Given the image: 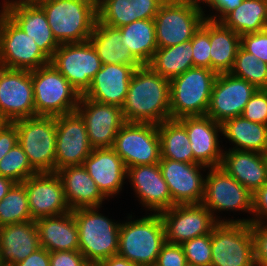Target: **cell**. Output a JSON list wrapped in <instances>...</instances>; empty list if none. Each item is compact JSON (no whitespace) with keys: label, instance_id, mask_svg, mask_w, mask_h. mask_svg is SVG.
<instances>
[{"label":"cell","instance_id":"603a6c76","mask_svg":"<svg viewBox=\"0 0 267 266\" xmlns=\"http://www.w3.org/2000/svg\"><path fill=\"white\" fill-rule=\"evenodd\" d=\"M142 206L154 213L172 207V198L167 183L162 177L159 163L127 168V177Z\"/></svg>","mask_w":267,"mask_h":266},{"label":"cell","instance_id":"484cf974","mask_svg":"<svg viewBox=\"0 0 267 266\" xmlns=\"http://www.w3.org/2000/svg\"><path fill=\"white\" fill-rule=\"evenodd\" d=\"M220 167L252 194L267 182V154L230 149L223 152Z\"/></svg>","mask_w":267,"mask_h":266},{"label":"cell","instance_id":"ee69618b","mask_svg":"<svg viewBox=\"0 0 267 266\" xmlns=\"http://www.w3.org/2000/svg\"><path fill=\"white\" fill-rule=\"evenodd\" d=\"M265 222L249 223L253 238L255 266H267V224Z\"/></svg>","mask_w":267,"mask_h":266},{"label":"cell","instance_id":"2e32d148","mask_svg":"<svg viewBox=\"0 0 267 266\" xmlns=\"http://www.w3.org/2000/svg\"><path fill=\"white\" fill-rule=\"evenodd\" d=\"M55 172L67 166L83 165L93 150L86 124L75 111L56 117Z\"/></svg>","mask_w":267,"mask_h":266},{"label":"cell","instance_id":"f546056e","mask_svg":"<svg viewBox=\"0 0 267 266\" xmlns=\"http://www.w3.org/2000/svg\"><path fill=\"white\" fill-rule=\"evenodd\" d=\"M119 28L96 20L89 41L95 48L102 64L141 65L121 42Z\"/></svg>","mask_w":267,"mask_h":266},{"label":"cell","instance_id":"e0dca14e","mask_svg":"<svg viewBox=\"0 0 267 266\" xmlns=\"http://www.w3.org/2000/svg\"><path fill=\"white\" fill-rule=\"evenodd\" d=\"M257 88L229 73H219L214 81L206 115L219 124L241 116Z\"/></svg>","mask_w":267,"mask_h":266},{"label":"cell","instance_id":"836d02e7","mask_svg":"<svg viewBox=\"0 0 267 266\" xmlns=\"http://www.w3.org/2000/svg\"><path fill=\"white\" fill-rule=\"evenodd\" d=\"M221 23L240 36L267 29V0H243Z\"/></svg>","mask_w":267,"mask_h":266},{"label":"cell","instance_id":"d590c367","mask_svg":"<svg viewBox=\"0 0 267 266\" xmlns=\"http://www.w3.org/2000/svg\"><path fill=\"white\" fill-rule=\"evenodd\" d=\"M192 40L170 47L157 48L148 64L155 72L171 80L193 65Z\"/></svg>","mask_w":267,"mask_h":266},{"label":"cell","instance_id":"d6986e66","mask_svg":"<svg viewBox=\"0 0 267 266\" xmlns=\"http://www.w3.org/2000/svg\"><path fill=\"white\" fill-rule=\"evenodd\" d=\"M22 184L25 186L33 220L71 211L64 196L62 180L56 172L37 173Z\"/></svg>","mask_w":267,"mask_h":266},{"label":"cell","instance_id":"74e56055","mask_svg":"<svg viewBox=\"0 0 267 266\" xmlns=\"http://www.w3.org/2000/svg\"><path fill=\"white\" fill-rule=\"evenodd\" d=\"M230 73L253 84L257 89H267V63L258 60L241 46Z\"/></svg>","mask_w":267,"mask_h":266},{"label":"cell","instance_id":"db71d44e","mask_svg":"<svg viewBox=\"0 0 267 266\" xmlns=\"http://www.w3.org/2000/svg\"><path fill=\"white\" fill-rule=\"evenodd\" d=\"M99 266H137L128 259L117 255H113L107 259H104L98 263Z\"/></svg>","mask_w":267,"mask_h":266},{"label":"cell","instance_id":"ba28073f","mask_svg":"<svg viewBox=\"0 0 267 266\" xmlns=\"http://www.w3.org/2000/svg\"><path fill=\"white\" fill-rule=\"evenodd\" d=\"M159 214L164 225L165 240L173 244L211 234L218 223H250V219L219 220L202 203L174 205Z\"/></svg>","mask_w":267,"mask_h":266},{"label":"cell","instance_id":"4fadbf2b","mask_svg":"<svg viewBox=\"0 0 267 266\" xmlns=\"http://www.w3.org/2000/svg\"><path fill=\"white\" fill-rule=\"evenodd\" d=\"M50 63L68 80L82 96L102 63L90 41L60 44Z\"/></svg>","mask_w":267,"mask_h":266},{"label":"cell","instance_id":"30bf717a","mask_svg":"<svg viewBox=\"0 0 267 266\" xmlns=\"http://www.w3.org/2000/svg\"><path fill=\"white\" fill-rule=\"evenodd\" d=\"M111 148L126 168L157 164L161 159L158 126L154 123L126 122L117 132Z\"/></svg>","mask_w":267,"mask_h":266},{"label":"cell","instance_id":"b9f144b4","mask_svg":"<svg viewBox=\"0 0 267 266\" xmlns=\"http://www.w3.org/2000/svg\"><path fill=\"white\" fill-rule=\"evenodd\" d=\"M193 65L211 69L210 20L205 19L192 37Z\"/></svg>","mask_w":267,"mask_h":266},{"label":"cell","instance_id":"9f6ffc18","mask_svg":"<svg viewBox=\"0 0 267 266\" xmlns=\"http://www.w3.org/2000/svg\"><path fill=\"white\" fill-rule=\"evenodd\" d=\"M7 123V121L0 115V129Z\"/></svg>","mask_w":267,"mask_h":266},{"label":"cell","instance_id":"816d5d0a","mask_svg":"<svg viewBox=\"0 0 267 266\" xmlns=\"http://www.w3.org/2000/svg\"><path fill=\"white\" fill-rule=\"evenodd\" d=\"M17 143V127L13 122H7L0 129V161Z\"/></svg>","mask_w":267,"mask_h":266},{"label":"cell","instance_id":"277c9868","mask_svg":"<svg viewBox=\"0 0 267 266\" xmlns=\"http://www.w3.org/2000/svg\"><path fill=\"white\" fill-rule=\"evenodd\" d=\"M100 207L71 210L79 233V251L89 264L117 255L121 223L99 213Z\"/></svg>","mask_w":267,"mask_h":266},{"label":"cell","instance_id":"4dcf8cb0","mask_svg":"<svg viewBox=\"0 0 267 266\" xmlns=\"http://www.w3.org/2000/svg\"><path fill=\"white\" fill-rule=\"evenodd\" d=\"M221 131L235 145L232 149L267 154V125L237 116L223 122Z\"/></svg>","mask_w":267,"mask_h":266},{"label":"cell","instance_id":"7dc6e473","mask_svg":"<svg viewBox=\"0 0 267 266\" xmlns=\"http://www.w3.org/2000/svg\"><path fill=\"white\" fill-rule=\"evenodd\" d=\"M80 251L50 252V266H88Z\"/></svg>","mask_w":267,"mask_h":266},{"label":"cell","instance_id":"5bb4252c","mask_svg":"<svg viewBox=\"0 0 267 266\" xmlns=\"http://www.w3.org/2000/svg\"><path fill=\"white\" fill-rule=\"evenodd\" d=\"M202 204L214 216L218 211L252 213L253 194L220 166L208 168Z\"/></svg>","mask_w":267,"mask_h":266},{"label":"cell","instance_id":"44dd1931","mask_svg":"<svg viewBox=\"0 0 267 266\" xmlns=\"http://www.w3.org/2000/svg\"><path fill=\"white\" fill-rule=\"evenodd\" d=\"M2 5L0 14L5 13L51 59L60 44L53 36L44 10L37 3L17 0H5Z\"/></svg>","mask_w":267,"mask_h":266},{"label":"cell","instance_id":"680465c9","mask_svg":"<svg viewBox=\"0 0 267 266\" xmlns=\"http://www.w3.org/2000/svg\"><path fill=\"white\" fill-rule=\"evenodd\" d=\"M42 0H27L28 3H39Z\"/></svg>","mask_w":267,"mask_h":266},{"label":"cell","instance_id":"4316f807","mask_svg":"<svg viewBox=\"0 0 267 266\" xmlns=\"http://www.w3.org/2000/svg\"><path fill=\"white\" fill-rule=\"evenodd\" d=\"M40 247L35 220L0 227V264H17Z\"/></svg>","mask_w":267,"mask_h":266},{"label":"cell","instance_id":"8fae6325","mask_svg":"<svg viewBox=\"0 0 267 266\" xmlns=\"http://www.w3.org/2000/svg\"><path fill=\"white\" fill-rule=\"evenodd\" d=\"M49 63L33 38L5 13L0 14V67L32 71Z\"/></svg>","mask_w":267,"mask_h":266},{"label":"cell","instance_id":"60d3db41","mask_svg":"<svg viewBox=\"0 0 267 266\" xmlns=\"http://www.w3.org/2000/svg\"><path fill=\"white\" fill-rule=\"evenodd\" d=\"M186 261L195 266H211V234L195 237L181 244Z\"/></svg>","mask_w":267,"mask_h":266},{"label":"cell","instance_id":"cb8c5ba5","mask_svg":"<svg viewBox=\"0 0 267 266\" xmlns=\"http://www.w3.org/2000/svg\"><path fill=\"white\" fill-rule=\"evenodd\" d=\"M141 65L102 64L91 80L89 89L82 95L87 99L103 103L124 105L129 83L135 69Z\"/></svg>","mask_w":267,"mask_h":266},{"label":"cell","instance_id":"8992f818","mask_svg":"<svg viewBox=\"0 0 267 266\" xmlns=\"http://www.w3.org/2000/svg\"><path fill=\"white\" fill-rule=\"evenodd\" d=\"M36 116L57 117L75 112L80 95L51 64L31 71Z\"/></svg>","mask_w":267,"mask_h":266},{"label":"cell","instance_id":"7c38bea8","mask_svg":"<svg viewBox=\"0 0 267 266\" xmlns=\"http://www.w3.org/2000/svg\"><path fill=\"white\" fill-rule=\"evenodd\" d=\"M211 266H255L249 223H218L211 232Z\"/></svg>","mask_w":267,"mask_h":266},{"label":"cell","instance_id":"94428289","mask_svg":"<svg viewBox=\"0 0 267 266\" xmlns=\"http://www.w3.org/2000/svg\"><path fill=\"white\" fill-rule=\"evenodd\" d=\"M146 266H159V265L156 264V263H153V264H151V265H146Z\"/></svg>","mask_w":267,"mask_h":266},{"label":"cell","instance_id":"c3c4849f","mask_svg":"<svg viewBox=\"0 0 267 266\" xmlns=\"http://www.w3.org/2000/svg\"><path fill=\"white\" fill-rule=\"evenodd\" d=\"M252 214L250 223H263L267 219V182L253 193Z\"/></svg>","mask_w":267,"mask_h":266},{"label":"cell","instance_id":"7402d4cb","mask_svg":"<svg viewBox=\"0 0 267 266\" xmlns=\"http://www.w3.org/2000/svg\"><path fill=\"white\" fill-rule=\"evenodd\" d=\"M185 128L194 160L207 168L221 165L223 151L219 144L221 124L207 115L185 116L177 119Z\"/></svg>","mask_w":267,"mask_h":266},{"label":"cell","instance_id":"ffe728a7","mask_svg":"<svg viewBox=\"0 0 267 266\" xmlns=\"http://www.w3.org/2000/svg\"><path fill=\"white\" fill-rule=\"evenodd\" d=\"M159 167L168 185L172 206L178 204H200L204 197L205 178L200 172L206 170L198 163H186L161 158ZM200 170V171H199Z\"/></svg>","mask_w":267,"mask_h":266},{"label":"cell","instance_id":"e575fe53","mask_svg":"<svg viewBox=\"0 0 267 266\" xmlns=\"http://www.w3.org/2000/svg\"><path fill=\"white\" fill-rule=\"evenodd\" d=\"M158 126L161 158L186 163H197L186 133V128L177 120H165Z\"/></svg>","mask_w":267,"mask_h":266},{"label":"cell","instance_id":"6f0895ef","mask_svg":"<svg viewBox=\"0 0 267 266\" xmlns=\"http://www.w3.org/2000/svg\"><path fill=\"white\" fill-rule=\"evenodd\" d=\"M164 2H186V0H163Z\"/></svg>","mask_w":267,"mask_h":266},{"label":"cell","instance_id":"f907efd6","mask_svg":"<svg viewBox=\"0 0 267 266\" xmlns=\"http://www.w3.org/2000/svg\"><path fill=\"white\" fill-rule=\"evenodd\" d=\"M243 0H203L201 3H205L210 8L214 9L218 15H209L205 17V19L221 22L230 12H232L235 8H237Z\"/></svg>","mask_w":267,"mask_h":266},{"label":"cell","instance_id":"5b68a950","mask_svg":"<svg viewBox=\"0 0 267 266\" xmlns=\"http://www.w3.org/2000/svg\"><path fill=\"white\" fill-rule=\"evenodd\" d=\"M216 77L217 73L209 68L192 67L171 79V119L206 115Z\"/></svg>","mask_w":267,"mask_h":266},{"label":"cell","instance_id":"9c48e42d","mask_svg":"<svg viewBox=\"0 0 267 266\" xmlns=\"http://www.w3.org/2000/svg\"><path fill=\"white\" fill-rule=\"evenodd\" d=\"M197 2H164L153 19L158 48L170 47L192 39L205 20Z\"/></svg>","mask_w":267,"mask_h":266},{"label":"cell","instance_id":"83f0119b","mask_svg":"<svg viewBox=\"0 0 267 266\" xmlns=\"http://www.w3.org/2000/svg\"><path fill=\"white\" fill-rule=\"evenodd\" d=\"M56 173L62 180L64 196L71 210L102 206L106 197L83 165L67 166Z\"/></svg>","mask_w":267,"mask_h":266},{"label":"cell","instance_id":"1f68e13d","mask_svg":"<svg viewBox=\"0 0 267 266\" xmlns=\"http://www.w3.org/2000/svg\"><path fill=\"white\" fill-rule=\"evenodd\" d=\"M241 36L226 28L221 22L210 20V58L211 70L219 73H229L235 63Z\"/></svg>","mask_w":267,"mask_h":266},{"label":"cell","instance_id":"f35d334b","mask_svg":"<svg viewBox=\"0 0 267 266\" xmlns=\"http://www.w3.org/2000/svg\"><path fill=\"white\" fill-rule=\"evenodd\" d=\"M97 20L119 28L134 22L133 3L130 0H96Z\"/></svg>","mask_w":267,"mask_h":266},{"label":"cell","instance_id":"f5cc1de1","mask_svg":"<svg viewBox=\"0 0 267 266\" xmlns=\"http://www.w3.org/2000/svg\"><path fill=\"white\" fill-rule=\"evenodd\" d=\"M12 266H50V252L40 247L23 261Z\"/></svg>","mask_w":267,"mask_h":266},{"label":"cell","instance_id":"be15d7a7","mask_svg":"<svg viewBox=\"0 0 267 266\" xmlns=\"http://www.w3.org/2000/svg\"><path fill=\"white\" fill-rule=\"evenodd\" d=\"M88 266H99L98 264H89Z\"/></svg>","mask_w":267,"mask_h":266},{"label":"cell","instance_id":"7a4b0ae2","mask_svg":"<svg viewBox=\"0 0 267 266\" xmlns=\"http://www.w3.org/2000/svg\"><path fill=\"white\" fill-rule=\"evenodd\" d=\"M37 4L59 44L89 41L97 20L96 0H42Z\"/></svg>","mask_w":267,"mask_h":266},{"label":"cell","instance_id":"f1b7e54d","mask_svg":"<svg viewBox=\"0 0 267 266\" xmlns=\"http://www.w3.org/2000/svg\"><path fill=\"white\" fill-rule=\"evenodd\" d=\"M41 247L49 252L79 251V233L72 211L35 220Z\"/></svg>","mask_w":267,"mask_h":266},{"label":"cell","instance_id":"d6a6232c","mask_svg":"<svg viewBox=\"0 0 267 266\" xmlns=\"http://www.w3.org/2000/svg\"><path fill=\"white\" fill-rule=\"evenodd\" d=\"M119 29L122 44L129 48L132 56L141 65H148L158 48L154 20H137Z\"/></svg>","mask_w":267,"mask_h":266},{"label":"cell","instance_id":"8d00e7d4","mask_svg":"<svg viewBox=\"0 0 267 266\" xmlns=\"http://www.w3.org/2000/svg\"><path fill=\"white\" fill-rule=\"evenodd\" d=\"M25 186L15 183L0 201V227L8 224L31 221Z\"/></svg>","mask_w":267,"mask_h":266},{"label":"cell","instance_id":"ac0fdd59","mask_svg":"<svg viewBox=\"0 0 267 266\" xmlns=\"http://www.w3.org/2000/svg\"><path fill=\"white\" fill-rule=\"evenodd\" d=\"M76 111L84 119L92 149L111 148L117 132L126 123L122 107L84 96H80Z\"/></svg>","mask_w":267,"mask_h":266},{"label":"cell","instance_id":"ab89813d","mask_svg":"<svg viewBox=\"0 0 267 266\" xmlns=\"http://www.w3.org/2000/svg\"><path fill=\"white\" fill-rule=\"evenodd\" d=\"M37 173L19 143L0 161V175L11 179L14 183H22Z\"/></svg>","mask_w":267,"mask_h":266},{"label":"cell","instance_id":"91938a15","mask_svg":"<svg viewBox=\"0 0 267 266\" xmlns=\"http://www.w3.org/2000/svg\"><path fill=\"white\" fill-rule=\"evenodd\" d=\"M189 1L197 2V3L201 4V2H202L203 0H186V2H189Z\"/></svg>","mask_w":267,"mask_h":266},{"label":"cell","instance_id":"11a10c76","mask_svg":"<svg viewBox=\"0 0 267 266\" xmlns=\"http://www.w3.org/2000/svg\"><path fill=\"white\" fill-rule=\"evenodd\" d=\"M14 184L15 183L11 179L0 175V201L7 195Z\"/></svg>","mask_w":267,"mask_h":266},{"label":"cell","instance_id":"681fc988","mask_svg":"<svg viewBox=\"0 0 267 266\" xmlns=\"http://www.w3.org/2000/svg\"><path fill=\"white\" fill-rule=\"evenodd\" d=\"M133 3L134 21L142 19H154L163 0H130Z\"/></svg>","mask_w":267,"mask_h":266},{"label":"cell","instance_id":"52a82bcc","mask_svg":"<svg viewBox=\"0 0 267 266\" xmlns=\"http://www.w3.org/2000/svg\"><path fill=\"white\" fill-rule=\"evenodd\" d=\"M18 143L38 172H55L56 117L33 116L13 121Z\"/></svg>","mask_w":267,"mask_h":266},{"label":"cell","instance_id":"6125c7cd","mask_svg":"<svg viewBox=\"0 0 267 266\" xmlns=\"http://www.w3.org/2000/svg\"><path fill=\"white\" fill-rule=\"evenodd\" d=\"M184 266H195V265L186 263Z\"/></svg>","mask_w":267,"mask_h":266},{"label":"cell","instance_id":"7bdbcfd3","mask_svg":"<svg viewBox=\"0 0 267 266\" xmlns=\"http://www.w3.org/2000/svg\"><path fill=\"white\" fill-rule=\"evenodd\" d=\"M241 116L249 121L267 125V89H257L255 91Z\"/></svg>","mask_w":267,"mask_h":266},{"label":"cell","instance_id":"d4e9b609","mask_svg":"<svg viewBox=\"0 0 267 266\" xmlns=\"http://www.w3.org/2000/svg\"><path fill=\"white\" fill-rule=\"evenodd\" d=\"M83 166L106 198L122 190L127 168L112 148L93 149Z\"/></svg>","mask_w":267,"mask_h":266},{"label":"cell","instance_id":"6da1fadb","mask_svg":"<svg viewBox=\"0 0 267 266\" xmlns=\"http://www.w3.org/2000/svg\"><path fill=\"white\" fill-rule=\"evenodd\" d=\"M122 113L126 122L160 124L171 119L170 80L149 65L135 69Z\"/></svg>","mask_w":267,"mask_h":266},{"label":"cell","instance_id":"f6af8a7d","mask_svg":"<svg viewBox=\"0 0 267 266\" xmlns=\"http://www.w3.org/2000/svg\"><path fill=\"white\" fill-rule=\"evenodd\" d=\"M240 46L258 60L267 63V29L242 35Z\"/></svg>","mask_w":267,"mask_h":266},{"label":"cell","instance_id":"bcb514c9","mask_svg":"<svg viewBox=\"0 0 267 266\" xmlns=\"http://www.w3.org/2000/svg\"><path fill=\"white\" fill-rule=\"evenodd\" d=\"M187 263L181 244L165 242L161 247L156 264L159 266H184Z\"/></svg>","mask_w":267,"mask_h":266},{"label":"cell","instance_id":"3957f363","mask_svg":"<svg viewBox=\"0 0 267 266\" xmlns=\"http://www.w3.org/2000/svg\"><path fill=\"white\" fill-rule=\"evenodd\" d=\"M165 242L161 216L151 213L120 225L117 254L137 266L151 265L156 263Z\"/></svg>","mask_w":267,"mask_h":266},{"label":"cell","instance_id":"9a60e30c","mask_svg":"<svg viewBox=\"0 0 267 266\" xmlns=\"http://www.w3.org/2000/svg\"><path fill=\"white\" fill-rule=\"evenodd\" d=\"M0 115L7 122L36 116L31 71L0 67Z\"/></svg>","mask_w":267,"mask_h":266}]
</instances>
